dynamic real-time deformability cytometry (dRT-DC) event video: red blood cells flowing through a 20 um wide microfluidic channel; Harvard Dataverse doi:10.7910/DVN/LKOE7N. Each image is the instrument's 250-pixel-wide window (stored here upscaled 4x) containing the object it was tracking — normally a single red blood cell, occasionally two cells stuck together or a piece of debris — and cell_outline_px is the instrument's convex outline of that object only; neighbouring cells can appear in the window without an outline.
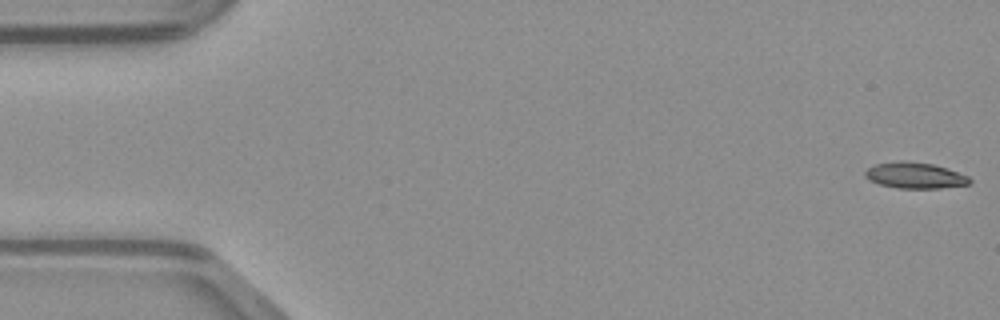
{"species": "common noctule bat (a hibernating species)", "species_latin": "Nyctalus noctula", "temperature_condition": "warm", "stored_images_in_passage": 48, "camera_frame_rate_fps": 3000, "um_per_image_px": 0.085, "animal": {"sex": "male", "body_mass_g": 23.1, "forearm_length_mm": 52.7}, "frame": {"image": 1, "passage_image": 1, "time_ms": 0.0, "image_size_px": [1000, 320], "cell_outline_px": [[972, 180], [968, 184], [940, 188], [896, 188], [880, 184], [868, 180], [864, 176], [864, 172], [868, 168], [876, 164], [900, 160], [904, 160], [932, 164], [948, 168], [968, 176]], "centroid_in_image_um": [77.75, 14.9], "position_along_channel_um": 7.3, "area_um2": 15.9}}
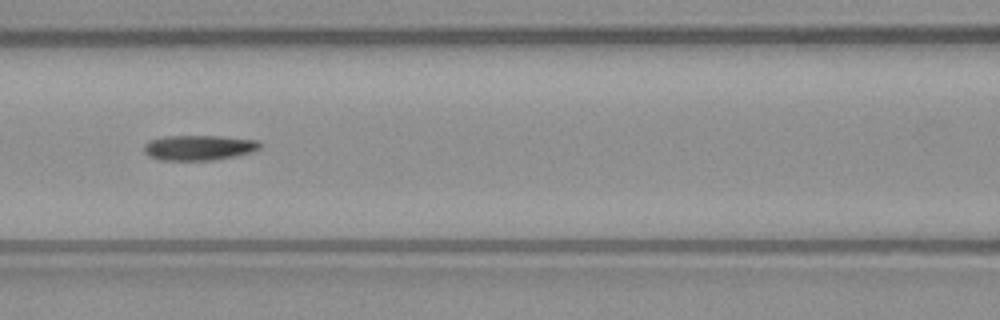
{"frame": {"image": 2, "passage_image": 21, "time_ms": 6.667, "image_size_px": [1000, 320], "cell_outline_px": [[264, 144], [260, 148], [252, 152], [212, 160], [160, 160], [148, 156], [144, 152], [144, 144], [148, 140], [164, 136], [220, 136], [260, 140]], "centroid_in_image_um": [16.91, 12.54], "position_along_channel_um": 149.7, "area_um2": 17.17}}
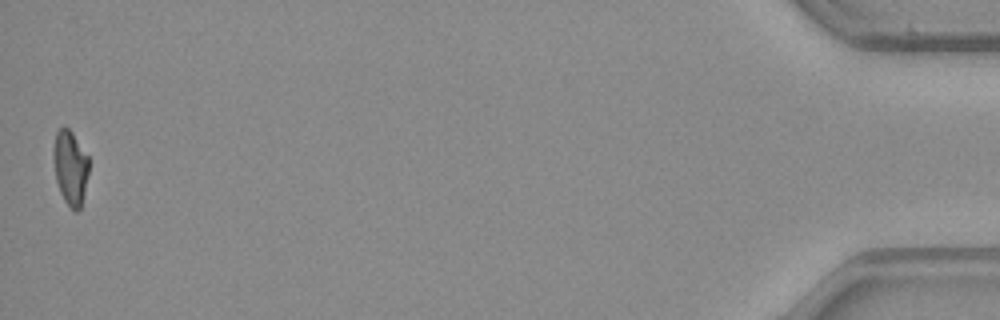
{"frame": {"image": 3, "passage_image": 48, "time_ms": 15.667, "image_size_px": [1000, 320], "cell_outline_px": [[88, 172], [80, 208], [76, 212], [64, 200], [60, 192], [56, 180], [52, 156], [52, 148], [56, 132], [64, 124], [72, 132], [88, 156]], "centroid_in_image_um": [5.94, 14.18], "position_along_channel_um": 429.3, "area_um2": 15.32}}